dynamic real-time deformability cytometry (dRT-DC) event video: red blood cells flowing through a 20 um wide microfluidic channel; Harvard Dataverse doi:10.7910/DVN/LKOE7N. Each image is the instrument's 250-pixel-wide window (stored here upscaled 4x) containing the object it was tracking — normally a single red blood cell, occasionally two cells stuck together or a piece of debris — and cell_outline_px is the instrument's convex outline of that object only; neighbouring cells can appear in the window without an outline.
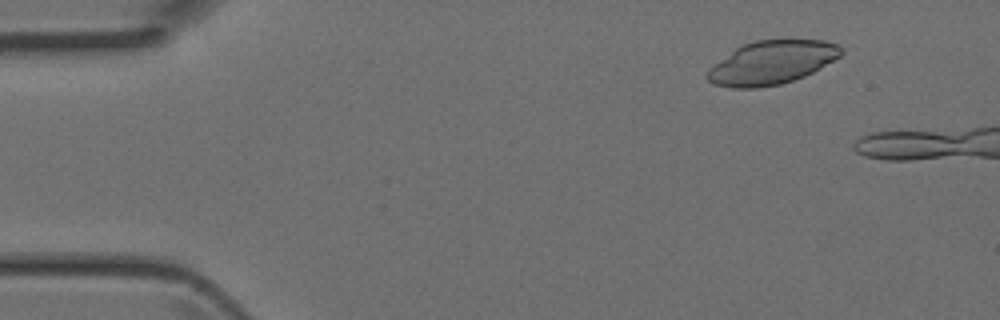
{"species": "Egyptian fruit bat (a non-hibernating species)", "species_latin": "Rousettus aegyptiacus", "temperature_condition": "room temperature", "stored_images_in_passage": 8, "camera_frame_rate_fps": 3000, "um_per_image_px": 0.085, "animal": {"sex": "female"}, "frame": {"image": 1, "passage_image": 2, "time_ms": 0.333, "image_size_px": [1000, 320], "cell_outline_px": [[844, 52], [840, 56], [812, 72], [804, 76], [780, 84], [756, 88], [732, 88], [716, 84], [708, 80], [704, 76], [708, 68], [736, 48], [744, 44], [756, 40], [824, 40], [836, 44], [844, 48]], "centroid_in_image_um": [65.58, 5.32], "position_along_channel_um": 19.4, "area_um2": 33.7}}
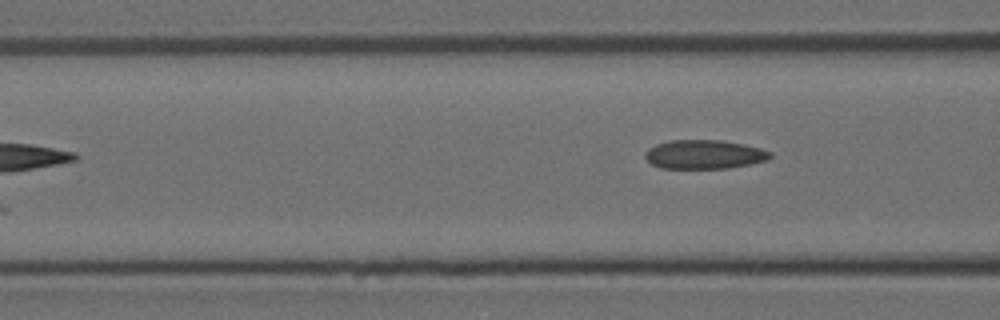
{"frame": {"image": 2, "passage_image": 7, "time_ms": 2.0, "image_size_px": [1000, 320], "cell_outline_px": [[772, 156], [768, 160], [728, 168], [660, 168], [652, 164], [644, 156], [644, 152], [648, 148], [656, 144], [668, 140], [724, 140], [744, 144], [760, 148], [772, 152]], "centroid_in_image_um": [59.85, 13.11], "position_along_channel_um": 106.7, "area_um2": 21.21}}